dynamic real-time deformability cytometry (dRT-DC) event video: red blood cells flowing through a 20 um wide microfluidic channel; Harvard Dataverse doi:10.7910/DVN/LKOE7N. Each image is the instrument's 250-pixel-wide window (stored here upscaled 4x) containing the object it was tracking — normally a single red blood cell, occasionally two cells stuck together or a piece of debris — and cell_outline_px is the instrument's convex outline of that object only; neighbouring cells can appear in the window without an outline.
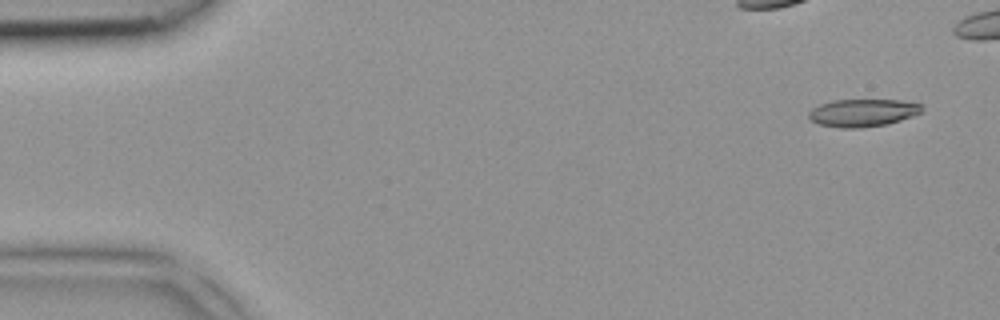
{"species": "common noctule bat (a hibernating species)", "species_latin": "Nyctalus noctula", "temperature_condition": "room temperature", "stored_images_in_passage": 3, "camera_frame_rate_fps": 3000, "um_per_image_px": 0.085, "animal": {"sex": "female", "body_mass_g": 18.4}, "frame": {"image": 1, "passage_image": 1, "time_ms": 0.0, "image_size_px": [1000, 320], "cell_outline_px": [[924, 108], [920, 112], [912, 116], [888, 124], [860, 128], [840, 128], [820, 124], [808, 120], [808, 112], [812, 108], [820, 104], [832, 100], [900, 100], [924, 104]], "centroid_in_image_um": [73.32, 9.58], "position_along_channel_um": 11.7, "area_um2": 18.38}}